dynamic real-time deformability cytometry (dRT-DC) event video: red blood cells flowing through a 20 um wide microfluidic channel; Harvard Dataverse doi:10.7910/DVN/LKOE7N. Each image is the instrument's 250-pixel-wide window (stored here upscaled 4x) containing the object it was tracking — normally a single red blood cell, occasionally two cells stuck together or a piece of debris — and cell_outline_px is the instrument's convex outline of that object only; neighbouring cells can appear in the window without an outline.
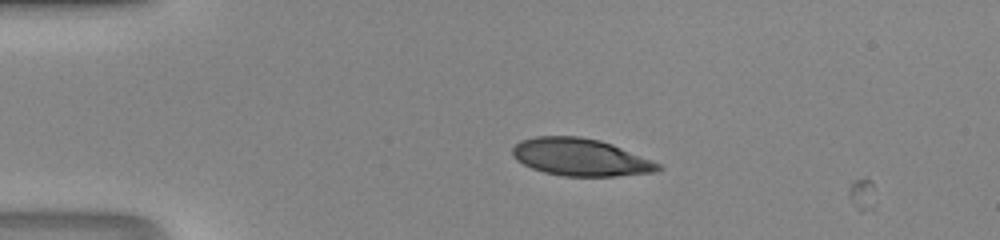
{"species": "human", "species_latin": "Homo sapiens", "temperature_condition": "room temperature", "stored_images_in_passage": 4, "camera_frame_rate_fps": 3000, "um_per_image_px": 0.085, "donor": {"sex": "male"}, "frame": {"image": 1, "passage_image": 2, "time_ms": 0.333, "image_size_px": [1000, 240], "cell_outline_px": [[664, 168], [656, 172], [616, 176], [564, 176], [544, 172], [532, 168], [516, 160], [512, 156], [512, 148], [520, 140], [536, 136], [580, 136], [600, 140], [612, 144], [660, 164]], "centroid_in_image_um": [49.32, 13.36], "position_along_channel_um": 35.7, "area_um2": 31.67}}